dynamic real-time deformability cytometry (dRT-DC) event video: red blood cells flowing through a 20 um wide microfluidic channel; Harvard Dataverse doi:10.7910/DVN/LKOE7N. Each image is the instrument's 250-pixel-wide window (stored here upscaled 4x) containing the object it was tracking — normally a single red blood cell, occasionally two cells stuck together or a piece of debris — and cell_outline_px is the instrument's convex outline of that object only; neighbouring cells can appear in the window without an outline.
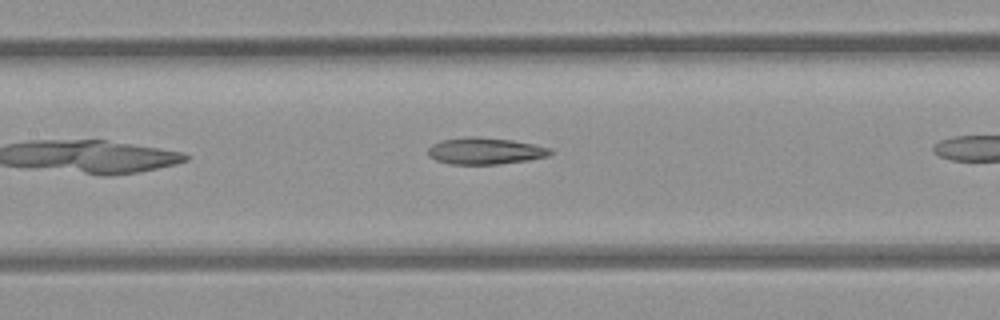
{"species": "common noctule bat (a hibernating species)", "species_latin": "Nyctalus noctula", "temperature_condition": "room temperature", "stored_images_in_passage": 13, "camera_frame_rate_fps": 3000, "um_per_image_px": 0.085, "animal": {"sex": "female", "body_mass_g": 21.9}, "frame": {"image": 1, "passage_image": 8, "time_ms": 2.333, "image_size_px": [1000, 320], "cell_outline_px": [[552, 152], [548, 156], [528, 160], [500, 164], [448, 164], [436, 160], [428, 156], [428, 148], [432, 144], [440, 140], [464, 136], [476, 136], [512, 140], [552, 148]], "centroid_in_image_um": [41.2, 12.82], "position_along_channel_um": 166.2, "area_um2": 19.19}}